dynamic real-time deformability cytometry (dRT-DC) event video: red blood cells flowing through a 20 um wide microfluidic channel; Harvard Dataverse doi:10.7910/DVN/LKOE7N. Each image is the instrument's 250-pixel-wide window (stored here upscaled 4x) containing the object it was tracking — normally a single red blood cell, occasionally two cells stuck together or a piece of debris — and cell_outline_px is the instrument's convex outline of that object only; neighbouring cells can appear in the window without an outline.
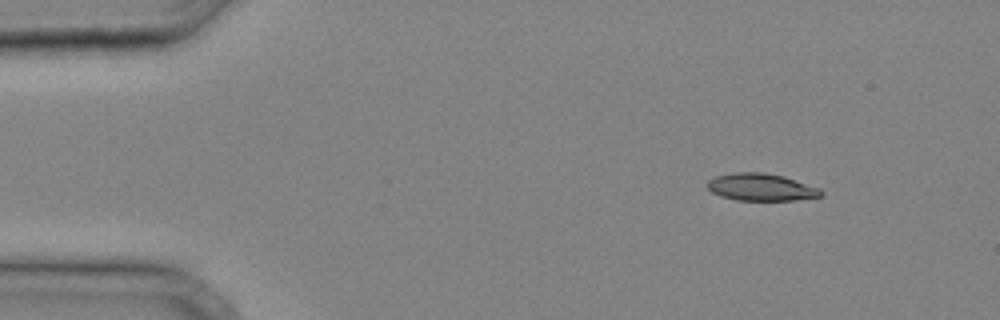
{"species": "common noctule bat (a hibernating species)", "species_latin": "Nyctalus noctula", "temperature_condition": "cold", "stored_images_in_passage": 33, "camera_frame_rate_fps": 3000, "um_per_image_px": 0.085, "animal": {"sex": "male", "body_mass_g": 20.4}, "frame": {"image": 1, "passage_image": 1, "time_ms": 0.0, "image_size_px": [1000, 320], "cell_outline_px": [[824, 196], [796, 200], [736, 200], [720, 196], [712, 192], [708, 188], [708, 180], [716, 176], [736, 172], [764, 172], [784, 176], [820, 188], [824, 192]], "centroid_in_image_um": [64.73, 15.91], "position_along_channel_um": 20.3, "area_um2": 18.15}}
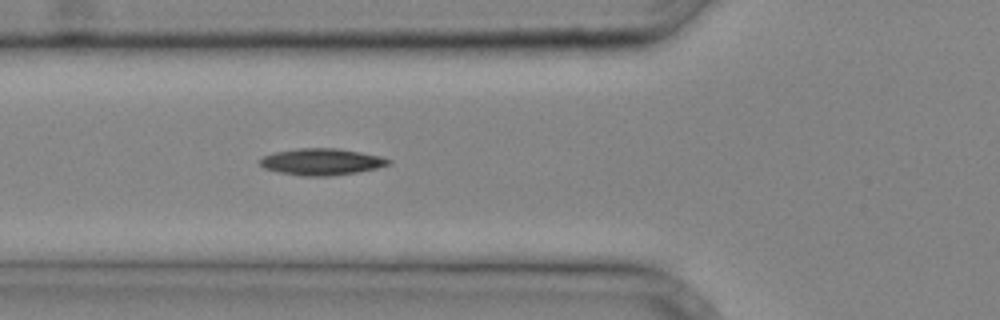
{"frame": {"image": 2, "passage_image": 10, "time_ms": 3.0, "image_size_px": [1000, 320], "cell_outline_px": [[392, 164], [376, 168], [356, 172], [328, 176], [300, 176], [280, 172], [264, 168], [260, 164], [260, 160], [264, 156], [276, 152], [300, 148], [336, 148], [360, 152], [380, 156], [392, 160]], "centroid_in_image_um": [27.36, 13.75], "position_along_channel_um": 98.4, "area_um2": 19.77}}
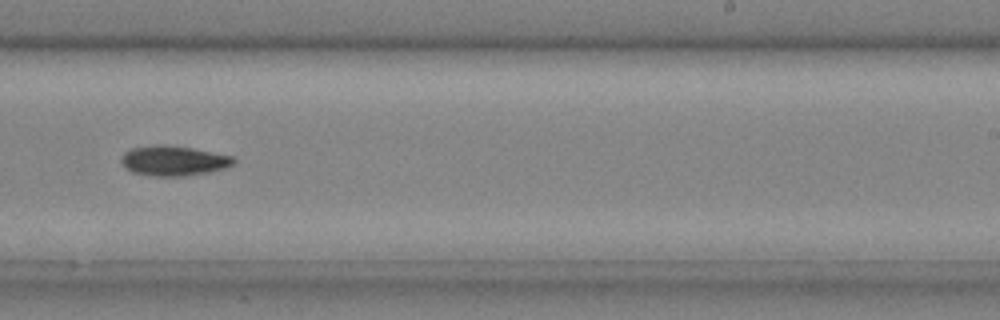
{"frame": {"image": 3, "passage_image": 20, "time_ms": 6.333, "image_size_px": [1000, 320], "cell_outline_px": [[236, 160], [232, 164], [224, 168], [208, 172], [180, 176], [152, 176], [132, 172], [120, 160], [124, 152], [132, 148], [156, 144], [164, 144], [192, 148], [232, 156]], "centroid_in_image_um": [14.73, 13.65], "position_along_channel_um": 274.3, "area_um2": 19.42}}